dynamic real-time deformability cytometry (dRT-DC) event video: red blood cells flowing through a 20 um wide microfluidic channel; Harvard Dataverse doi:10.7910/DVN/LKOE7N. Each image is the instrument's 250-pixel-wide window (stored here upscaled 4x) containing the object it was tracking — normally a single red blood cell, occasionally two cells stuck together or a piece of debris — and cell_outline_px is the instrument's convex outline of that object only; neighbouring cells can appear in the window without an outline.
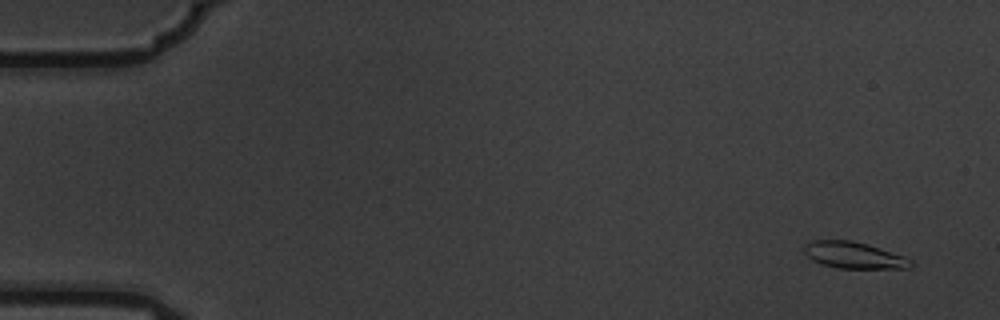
{"species": "common noctule bat (a hibernating species)", "species_latin": "Nyctalus noctula", "temperature_condition": "warm", "stored_images_in_passage": 6, "camera_frame_rate_fps": 3000, "um_per_image_px": 0.085, "animal": {"sex": "male", "body_mass_g": 19.5, "forearm_length_mm": 54.6}, "frame": {"image": 1, "passage_image": 1, "time_ms": 0.0, "image_size_px": [1000, 320], "cell_outline_px": [[916, 264], [908, 268], [836, 268], [820, 264], [812, 260], [804, 252], [804, 248], [812, 240], [848, 240], [868, 244], [904, 256], [912, 260]], "centroid_in_image_um": [72.61, 21.7], "position_along_channel_um": 12.4, "area_um2": 16.47}}